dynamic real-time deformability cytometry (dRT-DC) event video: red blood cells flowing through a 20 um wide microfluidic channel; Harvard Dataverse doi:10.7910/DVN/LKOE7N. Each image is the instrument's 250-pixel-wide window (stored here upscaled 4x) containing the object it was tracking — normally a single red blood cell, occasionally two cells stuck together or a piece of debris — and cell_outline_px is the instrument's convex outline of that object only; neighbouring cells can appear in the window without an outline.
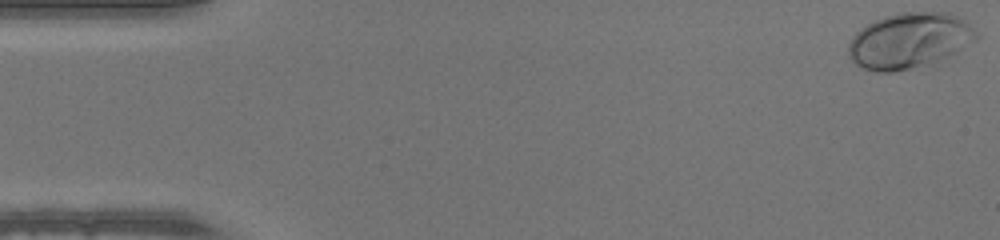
{"species": "human", "species_latin": "Homo sapiens", "temperature_condition": "warm", "stored_images_in_passage": 49, "camera_frame_rate_fps": 3000, "um_per_image_px": 0.085, "donor": {"sex": "male"}, "frame": {"image": 1, "passage_image": 1, "time_ms": 0.0, "image_size_px": [1000, 240], "cell_outline_px": [[980, 36], [976, 40], [956, 52], [912, 68], [892, 72], [876, 72], [864, 68], [856, 64], [848, 56], [848, 44], [852, 36], [860, 28], [884, 16], [900, 12], [948, 12], [960, 16], [980, 32]], "centroid_in_image_um": [77.3, 3.42], "position_along_channel_um": 7.7, "area_um2": 41.33}}
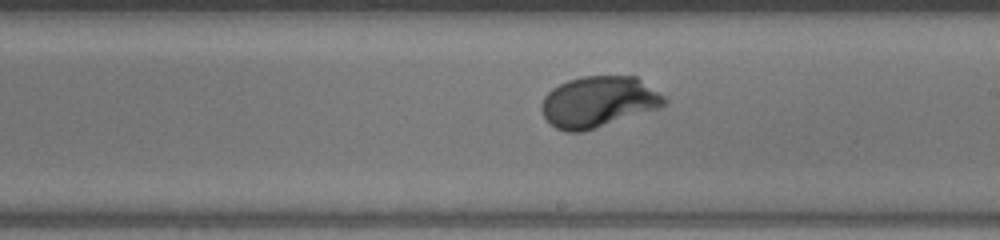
{"frame": {"image": 2, "passage_image": 28, "time_ms": 9.0, "image_size_px": [1000, 240], "cell_outline_px": [[668, 100], [660, 108], [584, 132], [568, 132], [556, 128], [544, 116], [540, 108], [544, 96], [552, 88], [568, 80], [584, 76], [636, 76], [664, 96]], "centroid_in_image_um": [50.87, 8.66], "position_along_channel_um": 238.1, "area_um2": 36.47}}
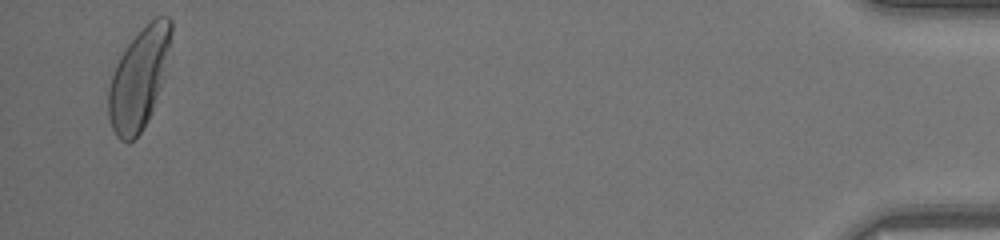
{"frame": {"image": 3, "passage_image": 48, "time_ms": 15.667, "image_size_px": [1000, 240], "cell_outline_px": [[172, 32], [160, 84], [152, 112], [148, 120], [140, 132], [128, 144], [120, 140], [116, 136], [112, 128], [108, 116], [108, 88], [116, 64], [120, 56], [128, 44], [156, 16], [168, 16], [172, 20]], "centroid_in_image_um": [11.77, 6.72], "position_along_channel_um": 423.4, "area_um2": 35.84}}